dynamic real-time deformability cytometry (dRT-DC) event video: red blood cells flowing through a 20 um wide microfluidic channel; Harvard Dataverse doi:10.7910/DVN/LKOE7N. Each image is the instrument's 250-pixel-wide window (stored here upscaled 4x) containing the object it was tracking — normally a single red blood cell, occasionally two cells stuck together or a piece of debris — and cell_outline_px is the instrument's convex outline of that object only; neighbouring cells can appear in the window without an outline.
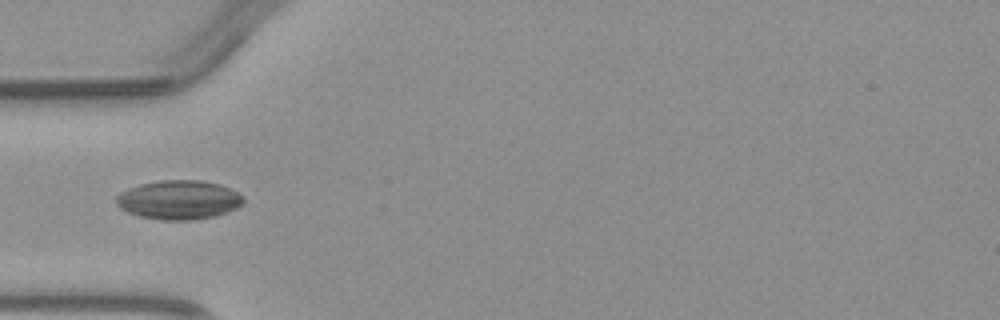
{"species": "common noctule bat (a hibernating species)", "species_latin": "Nyctalus noctula", "temperature_condition": "warm", "stored_images_in_passage": 7, "camera_frame_rate_fps": 3000, "um_per_image_px": 0.085, "animal": {"sex": "male", "body_mass_g": 23.1, "forearm_length_mm": 52.7}, "frame": {"image": 1, "passage_image": 6, "time_ms": 7.333, "image_size_px": [1000, 320], "cell_outline_px": [[244, 204], [228, 212], [216, 216], [192, 220], [164, 220], [140, 216], [128, 212], [120, 208], [116, 204], [116, 196], [120, 192], [128, 188], [140, 184], [160, 180], [200, 180], [220, 184], [244, 196]], "centroid_in_image_um": [15.21, 16.99], "position_along_channel_um": 69.8, "area_um2": 29.07}}
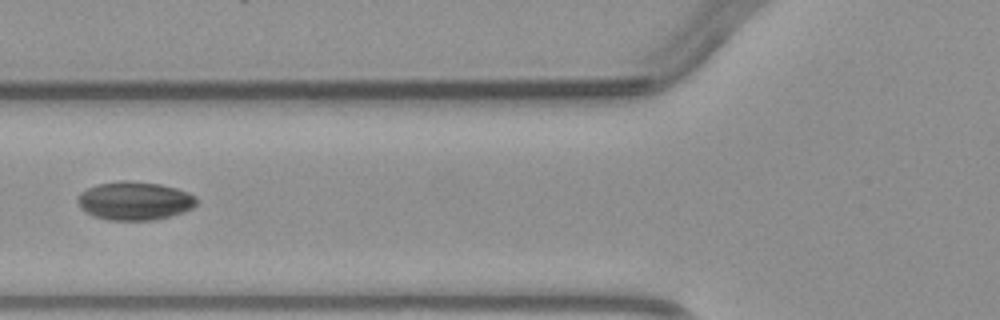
{"frame": {"image": 2, "passage_image": 7, "time_ms": 8.333, "image_size_px": [1000, 320], "cell_outline_px": [[196, 204], [192, 208], [184, 212], [172, 216], [152, 220], [108, 220], [92, 216], [80, 208], [76, 200], [76, 196], [80, 192], [88, 188], [100, 184], [124, 180], [128, 180], [160, 184], [176, 188], [188, 192], [196, 196]], "centroid_in_image_um": [11.43, 17.08], "position_along_channel_um": 114.4, "area_um2": 26.82}}